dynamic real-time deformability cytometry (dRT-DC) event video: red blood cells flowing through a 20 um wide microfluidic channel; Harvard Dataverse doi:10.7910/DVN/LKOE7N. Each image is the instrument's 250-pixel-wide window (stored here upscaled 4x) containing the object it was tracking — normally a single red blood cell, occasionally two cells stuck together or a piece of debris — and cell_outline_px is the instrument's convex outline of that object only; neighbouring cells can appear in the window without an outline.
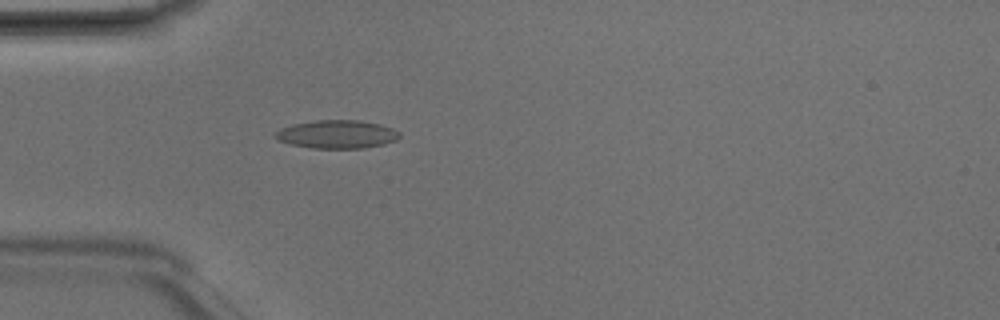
{"species": "Egyptian fruit bat (a non-hibernating species)", "species_latin": "Rousettus aegyptiacus", "temperature_condition": "room temperature", "stored_images_in_passage": 4, "camera_frame_rate_fps": 3000, "um_per_image_px": 0.085, "animal": {"sex": "male"}, "frame": {"image": 1, "passage_image": 4, "time_ms": 1.0, "image_size_px": [1000, 320], "cell_outline_px": [[400, 136], [396, 140], [384, 144], [364, 148], [312, 148], [292, 144], [276, 140], [272, 136], [280, 128], [292, 124], [316, 120], [360, 120], [380, 124], [392, 128], [400, 132]], "centroid_in_image_um": [28.63, 11.41], "position_along_channel_um": 56.4, "area_um2": 20.58}}